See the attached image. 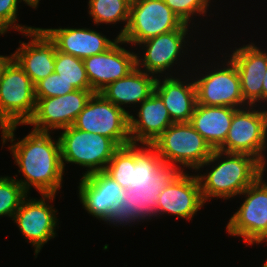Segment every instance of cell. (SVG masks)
Returning a JSON list of instances; mask_svg holds the SVG:
<instances>
[{"mask_svg":"<svg viewBox=\"0 0 267 267\" xmlns=\"http://www.w3.org/2000/svg\"><path fill=\"white\" fill-rule=\"evenodd\" d=\"M183 172L178 166L164 163L152 145L135 144L129 189L124 190L106 223L119 227L158 217L161 191Z\"/></svg>","mask_w":267,"mask_h":267,"instance_id":"cell-1","label":"cell"},{"mask_svg":"<svg viewBox=\"0 0 267 267\" xmlns=\"http://www.w3.org/2000/svg\"><path fill=\"white\" fill-rule=\"evenodd\" d=\"M19 125L1 129L2 144L12 143L11 151L15 164L24 179H16L29 194L31 187L40 194L56 195L62 188L64 169L61 162L59 139L53 140L50 133L32 130L17 141L15 131ZM17 141V142H16Z\"/></svg>","mask_w":267,"mask_h":267,"instance_id":"cell-2","label":"cell"},{"mask_svg":"<svg viewBox=\"0 0 267 267\" xmlns=\"http://www.w3.org/2000/svg\"><path fill=\"white\" fill-rule=\"evenodd\" d=\"M206 165H212L211 170L204 174H197L205 203L211 198L228 200L240 195L264 174V171L266 172V167L252 155L228 153L218 149L213 150L211 156L200 168Z\"/></svg>","mask_w":267,"mask_h":267,"instance_id":"cell-3","label":"cell"},{"mask_svg":"<svg viewBox=\"0 0 267 267\" xmlns=\"http://www.w3.org/2000/svg\"><path fill=\"white\" fill-rule=\"evenodd\" d=\"M57 136L60 143L61 162L87 167L82 177L105 171L114 153L120 148L112 139L76 129L73 126L62 129Z\"/></svg>","mask_w":267,"mask_h":267,"instance_id":"cell-4","label":"cell"},{"mask_svg":"<svg viewBox=\"0 0 267 267\" xmlns=\"http://www.w3.org/2000/svg\"><path fill=\"white\" fill-rule=\"evenodd\" d=\"M152 146L164 163L179 166L183 171L186 167L199 173L200 166L213 152L211 146L189 122L173 123Z\"/></svg>","mask_w":267,"mask_h":267,"instance_id":"cell-5","label":"cell"},{"mask_svg":"<svg viewBox=\"0 0 267 267\" xmlns=\"http://www.w3.org/2000/svg\"><path fill=\"white\" fill-rule=\"evenodd\" d=\"M35 107V85L12 58L0 79V129L26 125Z\"/></svg>","mask_w":267,"mask_h":267,"instance_id":"cell-6","label":"cell"},{"mask_svg":"<svg viewBox=\"0 0 267 267\" xmlns=\"http://www.w3.org/2000/svg\"><path fill=\"white\" fill-rule=\"evenodd\" d=\"M190 26L184 24L164 0H131L128 25L120 38L128 45L137 46L160 34L190 29Z\"/></svg>","mask_w":267,"mask_h":267,"instance_id":"cell-7","label":"cell"},{"mask_svg":"<svg viewBox=\"0 0 267 267\" xmlns=\"http://www.w3.org/2000/svg\"><path fill=\"white\" fill-rule=\"evenodd\" d=\"M254 107L247 106L234 112L227 138L218 150L252 155L266 167L267 110Z\"/></svg>","mask_w":267,"mask_h":267,"instance_id":"cell-8","label":"cell"},{"mask_svg":"<svg viewBox=\"0 0 267 267\" xmlns=\"http://www.w3.org/2000/svg\"><path fill=\"white\" fill-rule=\"evenodd\" d=\"M263 176L240 194L246 198L226 226L230 236L242 237L247 245L267 241V182Z\"/></svg>","mask_w":267,"mask_h":267,"instance_id":"cell-9","label":"cell"},{"mask_svg":"<svg viewBox=\"0 0 267 267\" xmlns=\"http://www.w3.org/2000/svg\"><path fill=\"white\" fill-rule=\"evenodd\" d=\"M72 126L85 132L108 137L119 147L132 144L129 114L99 92L93 93Z\"/></svg>","mask_w":267,"mask_h":267,"instance_id":"cell-10","label":"cell"},{"mask_svg":"<svg viewBox=\"0 0 267 267\" xmlns=\"http://www.w3.org/2000/svg\"><path fill=\"white\" fill-rule=\"evenodd\" d=\"M226 60L221 65L223 68L217 65V68L214 67L208 72L205 70V74H199L196 79L190 77V81L194 79L197 104L236 109L249 106L242 96L240 77L235 64L230 58Z\"/></svg>","mask_w":267,"mask_h":267,"instance_id":"cell-11","label":"cell"},{"mask_svg":"<svg viewBox=\"0 0 267 267\" xmlns=\"http://www.w3.org/2000/svg\"><path fill=\"white\" fill-rule=\"evenodd\" d=\"M28 196L23 199L11 220L16 223L25 240L34 246V256L37 258L42 247L57 235V210L52 204L49 205L56 195L41 194L40 199H28Z\"/></svg>","mask_w":267,"mask_h":267,"instance_id":"cell-12","label":"cell"},{"mask_svg":"<svg viewBox=\"0 0 267 267\" xmlns=\"http://www.w3.org/2000/svg\"><path fill=\"white\" fill-rule=\"evenodd\" d=\"M93 93L92 90L76 89L63 96L36 99L34 114L26 125H33V130L39 132L72 126Z\"/></svg>","mask_w":267,"mask_h":267,"instance_id":"cell-13","label":"cell"},{"mask_svg":"<svg viewBox=\"0 0 267 267\" xmlns=\"http://www.w3.org/2000/svg\"><path fill=\"white\" fill-rule=\"evenodd\" d=\"M188 32H190L189 29H176L139 43V48L142 46L141 50L144 51L141 55L143 58L139 56L140 53L136 54V67L155 77H159L161 74L174 76L171 75V69L185 53V44L188 42L185 38L190 34ZM166 70L171 74L169 75Z\"/></svg>","mask_w":267,"mask_h":267,"instance_id":"cell-14","label":"cell"},{"mask_svg":"<svg viewBox=\"0 0 267 267\" xmlns=\"http://www.w3.org/2000/svg\"><path fill=\"white\" fill-rule=\"evenodd\" d=\"M122 44L125 42L119 37L106 51L83 60L94 93L102 91L109 83L127 76L136 68V53L126 50Z\"/></svg>","mask_w":267,"mask_h":267,"instance_id":"cell-15","label":"cell"},{"mask_svg":"<svg viewBox=\"0 0 267 267\" xmlns=\"http://www.w3.org/2000/svg\"><path fill=\"white\" fill-rule=\"evenodd\" d=\"M23 35L30 40L20 41V47L11 55L36 85L54 73L56 46L39 27Z\"/></svg>","mask_w":267,"mask_h":267,"instance_id":"cell-16","label":"cell"},{"mask_svg":"<svg viewBox=\"0 0 267 267\" xmlns=\"http://www.w3.org/2000/svg\"><path fill=\"white\" fill-rule=\"evenodd\" d=\"M78 195L88 214L106 222L119 203L124 189L105 171L81 177Z\"/></svg>","mask_w":267,"mask_h":267,"instance_id":"cell-17","label":"cell"},{"mask_svg":"<svg viewBox=\"0 0 267 267\" xmlns=\"http://www.w3.org/2000/svg\"><path fill=\"white\" fill-rule=\"evenodd\" d=\"M157 203L159 216L171 214L191 220L205 204L197 175L183 172L161 191Z\"/></svg>","mask_w":267,"mask_h":267,"instance_id":"cell-18","label":"cell"},{"mask_svg":"<svg viewBox=\"0 0 267 267\" xmlns=\"http://www.w3.org/2000/svg\"><path fill=\"white\" fill-rule=\"evenodd\" d=\"M229 57L235 64L240 77L241 93L249 106L262 101L264 74L267 70V51L254 43L235 47Z\"/></svg>","mask_w":267,"mask_h":267,"instance_id":"cell-19","label":"cell"},{"mask_svg":"<svg viewBox=\"0 0 267 267\" xmlns=\"http://www.w3.org/2000/svg\"><path fill=\"white\" fill-rule=\"evenodd\" d=\"M55 44L56 50L82 60L109 49L119 38L111 40L89 28H40Z\"/></svg>","mask_w":267,"mask_h":267,"instance_id":"cell-20","label":"cell"},{"mask_svg":"<svg viewBox=\"0 0 267 267\" xmlns=\"http://www.w3.org/2000/svg\"><path fill=\"white\" fill-rule=\"evenodd\" d=\"M135 117L129 114L130 139L132 144L152 143L174 122L161 97L154 91L141 104Z\"/></svg>","mask_w":267,"mask_h":267,"instance_id":"cell-21","label":"cell"},{"mask_svg":"<svg viewBox=\"0 0 267 267\" xmlns=\"http://www.w3.org/2000/svg\"><path fill=\"white\" fill-rule=\"evenodd\" d=\"M161 75L156 78L154 91L161 97L174 123L189 122L197 104L193 81H181L179 76ZM188 82V83H186Z\"/></svg>","mask_w":267,"mask_h":267,"instance_id":"cell-22","label":"cell"},{"mask_svg":"<svg viewBox=\"0 0 267 267\" xmlns=\"http://www.w3.org/2000/svg\"><path fill=\"white\" fill-rule=\"evenodd\" d=\"M156 78L154 75L135 68L127 76L109 83L101 93L107 100L126 111L124 106L128 104H141L153 92Z\"/></svg>","mask_w":267,"mask_h":267,"instance_id":"cell-23","label":"cell"},{"mask_svg":"<svg viewBox=\"0 0 267 267\" xmlns=\"http://www.w3.org/2000/svg\"><path fill=\"white\" fill-rule=\"evenodd\" d=\"M236 108L196 104L189 121L211 148L218 149L226 140Z\"/></svg>","mask_w":267,"mask_h":267,"instance_id":"cell-24","label":"cell"},{"mask_svg":"<svg viewBox=\"0 0 267 267\" xmlns=\"http://www.w3.org/2000/svg\"><path fill=\"white\" fill-rule=\"evenodd\" d=\"M130 4L131 0H89L88 14L96 26L124 22L125 25L118 35L121 37L128 25Z\"/></svg>","mask_w":267,"mask_h":267,"instance_id":"cell-25","label":"cell"},{"mask_svg":"<svg viewBox=\"0 0 267 267\" xmlns=\"http://www.w3.org/2000/svg\"><path fill=\"white\" fill-rule=\"evenodd\" d=\"M55 73L79 90H91L82 59L56 50Z\"/></svg>","mask_w":267,"mask_h":267,"instance_id":"cell-26","label":"cell"},{"mask_svg":"<svg viewBox=\"0 0 267 267\" xmlns=\"http://www.w3.org/2000/svg\"><path fill=\"white\" fill-rule=\"evenodd\" d=\"M131 165H135V144L120 147L112 156L105 172L126 190L130 186Z\"/></svg>","mask_w":267,"mask_h":267,"instance_id":"cell-27","label":"cell"},{"mask_svg":"<svg viewBox=\"0 0 267 267\" xmlns=\"http://www.w3.org/2000/svg\"><path fill=\"white\" fill-rule=\"evenodd\" d=\"M27 195L15 177L0 176V217L7 216L13 219Z\"/></svg>","mask_w":267,"mask_h":267,"instance_id":"cell-28","label":"cell"},{"mask_svg":"<svg viewBox=\"0 0 267 267\" xmlns=\"http://www.w3.org/2000/svg\"><path fill=\"white\" fill-rule=\"evenodd\" d=\"M164 2L184 24L190 25L197 14L204 16L207 13L211 0H164Z\"/></svg>","mask_w":267,"mask_h":267,"instance_id":"cell-29","label":"cell"},{"mask_svg":"<svg viewBox=\"0 0 267 267\" xmlns=\"http://www.w3.org/2000/svg\"><path fill=\"white\" fill-rule=\"evenodd\" d=\"M74 90L76 88L72 84L54 72L35 85V98L43 99L63 96Z\"/></svg>","mask_w":267,"mask_h":267,"instance_id":"cell-30","label":"cell"},{"mask_svg":"<svg viewBox=\"0 0 267 267\" xmlns=\"http://www.w3.org/2000/svg\"><path fill=\"white\" fill-rule=\"evenodd\" d=\"M22 1L24 2V0H0V35H4L9 29H15L22 34L36 29L34 26L16 23L18 6Z\"/></svg>","mask_w":267,"mask_h":267,"instance_id":"cell-31","label":"cell"},{"mask_svg":"<svg viewBox=\"0 0 267 267\" xmlns=\"http://www.w3.org/2000/svg\"><path fill=\"white\" fill-rule=\"evenodd\" d=\"M12 59V55L10 56H3V55H0V79H1V76H2V72L6 66V64Z\"/></svg>","mask_w":267,"mask_h":267,"instance_id":"cell-32","label":"cell"},{"mask_svg":"<svg viewBox=\"0 0 267 267\" xmlns=\"http://www.w3.org/2000/svg\"><path fill=\"white\" fill-rule=\"evenodd\" d=\"M264 75L265 76H264L263 89H262V103L263 102L267 103V70Z\"/></svg>","mask_w":267,"mask_h":267,"instance_id":"cell-33","label":"cell"},{"mask_svg":"<svg viewBox=\"0 0 267 267\" xmlns=\"http://www.w3.org/2000/svg\"><path fill=\"white\" fill-rule=\"evenodd\" d=\"M39 1L41 0H24V3L31 8L36 9L39 5Z\"/></svg>","mask_w":267,"mask_h":267,"instance_id":"cell-34","label":"cell"},{"mask_svg":"<svg viewBox=\"0 0 267 267\" xmlns=\"http://www.w3.org/2000/svg\"><path fill=\"white\" fill-rule=\"evenodd\" d=\"M261 267H267V260Z\"/></svg>","mask_w":267,"mask_h":267,"instance_id":"cell-35","label":"cell"}]
</instances>
